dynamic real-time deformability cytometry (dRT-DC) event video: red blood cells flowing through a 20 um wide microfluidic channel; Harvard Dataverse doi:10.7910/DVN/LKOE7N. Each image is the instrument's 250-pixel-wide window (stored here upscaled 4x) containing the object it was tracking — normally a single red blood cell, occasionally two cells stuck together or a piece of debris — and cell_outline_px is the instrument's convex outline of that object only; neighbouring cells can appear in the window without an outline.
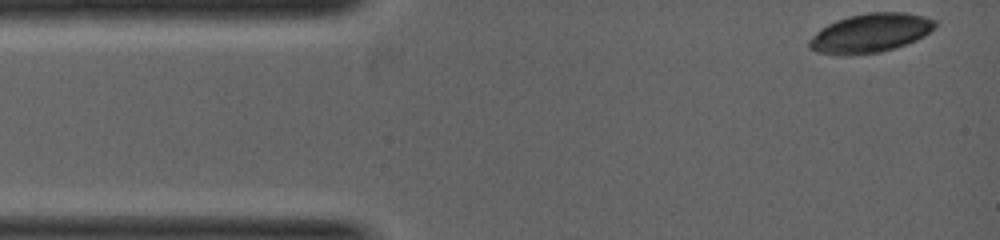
{"species": "common noctule bat (a hibernating species)", "species_latin": "Nyctalus noctula", "temperature_condition": "warm", "stored_images_in_passage": 6, "camera_frame_rate_fps": 5000, "um_per_image_px": 0.085, "animal": {"sex": "female", "body_mass_g": 19.0, "forearm_length_mm": 53.3}, "frame": {"image": 1, "passage_image": 1, "time_ms": 0.0, "image_size_px": [1000, 240], "cell_outline_px": [[936, 24], [924, 36], [908, 44], [880, 52], [848, 56], [844, 56], [816, 52], [808, 48], [808, 40], [820, 28], [836, 20], [848, 16], [868, 12], [904, 12], [924, 16], [936, 20]], "centroid_in_image_um": [73.94, 2.82], "position_along_channel_um": 11.1, "area_um2": 28.84}}
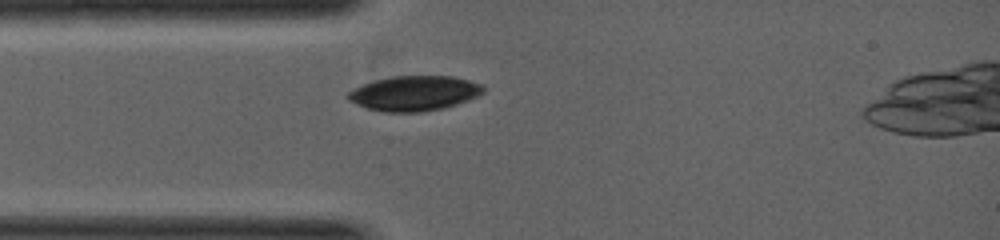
{"frame": {"image": 2, "passage_image": 6, "time_ms": 1.4, "image_size_px": [1000, 240], "cell_outline_px": [[484, 92], [468, 100], [444, 108], [420, 112], [384, 112], [368, 108], [356, 104], [348, 100], [344, 96], [348, 92], [364, 84], [376, 80], [392, 76], [452, 76], [468, 80], [480, 84], [484, 88]], "centroid_in_image_um": [35.19, 7.93], "position_along_channel_um": 49.8, "area_um2": 27.4}}